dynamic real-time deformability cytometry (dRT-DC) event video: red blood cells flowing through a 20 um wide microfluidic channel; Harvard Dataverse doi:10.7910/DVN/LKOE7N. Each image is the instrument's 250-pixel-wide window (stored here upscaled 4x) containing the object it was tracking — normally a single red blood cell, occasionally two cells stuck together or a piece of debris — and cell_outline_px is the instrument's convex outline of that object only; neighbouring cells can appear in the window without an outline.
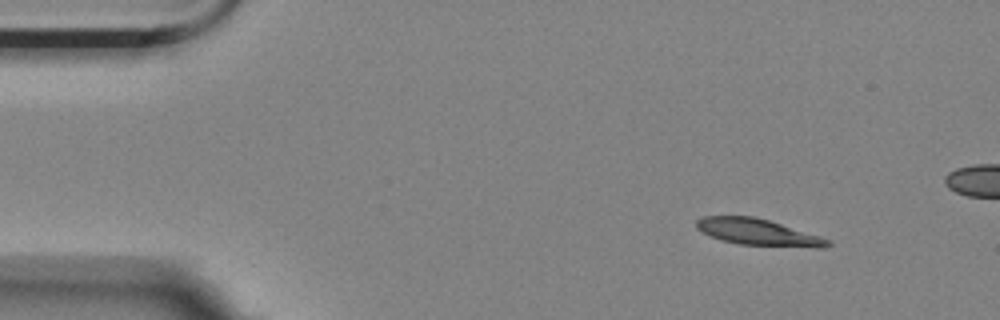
{"species": "Egyptian fruit bat (a non-hibernating species)", "species_latin": "Rousettus aegyptiacus", "temperature_condition": "room temperature", "stored_images_in_passage": 6, "camera_frame_rate_fps": 3000, "um_per_image_px": 0.085, "animal": {"sex": "female"}, "frame": {"image": 1, "passage_image": 1, "time_ms": 0.0, "image_size_px": [1000, 320], "cell_outline_px": [[832, 244], [824, 248], [816, 248], [740, 244], [720, 240], [708, 236], [696, 228], [696, 220], [704, 216], [756, 216], [820, 236], [828, 240]], "centroid_in_image_um": [64.41, 19.74], "position_along_channel_um": 20.6, "area_um2": 20.35}}
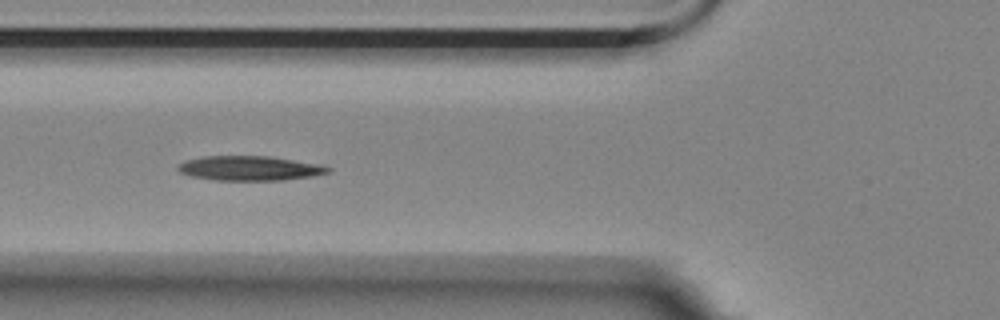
{"frame": {"image": 2, "passage_image": 5, "time_ms": 1.333, "image_size_px": [1000, 320], "cell_outline_px": [[332, 168], [328, 172], [312, 176], [284, 180], [216, 180], [192, 176], [180, 172], [176, 168], [180, 164], [188, 160], [204, 156], [268, 156], [320, 164]], "centroid_in_image_um": [21.24, 14.3], "position_along_channel_um": 104.6, "area_um2": 21.27}}
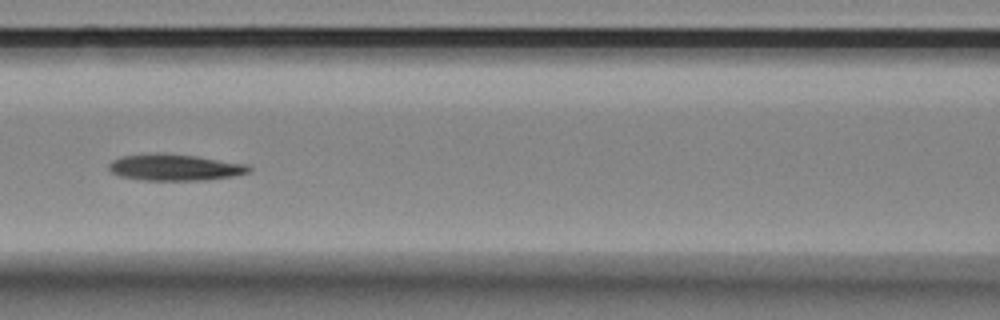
{"frame": {"image": 3, "passage_image": 6, "time_ms": 1.667, "image_size_px": [1000, 320], "cell_outline_px": [[252, 172], [232, 176], [204, 180], [140, 180], [120, 176], [112, 172], [108, 168], [108, 164], [112, 160], [120, 156], [156, 152], [164, 152], [196, 156], [248, 164], [252, 168]], "centroid_in_image_um": [14.85, 14.21], "position_along_channel_um": 151.8, "area_um2": 21.91}}